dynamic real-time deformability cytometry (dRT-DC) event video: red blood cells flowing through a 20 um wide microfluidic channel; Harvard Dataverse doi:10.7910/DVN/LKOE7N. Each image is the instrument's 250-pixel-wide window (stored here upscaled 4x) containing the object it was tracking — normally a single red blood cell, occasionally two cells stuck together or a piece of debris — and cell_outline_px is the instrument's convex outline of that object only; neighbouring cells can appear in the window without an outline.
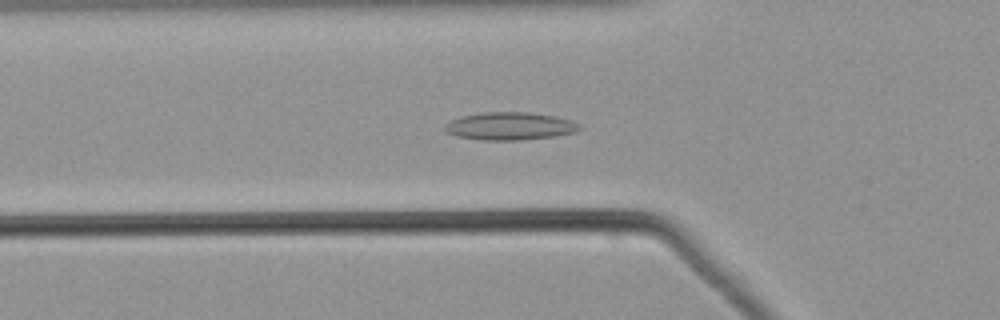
{"species": "common noctule bat (a hibernating species)", "species_latin": "Nyctalus noctula", "temperature_condition": "warm", "stored_images_in_passage": 55, "camera_frame_rate_fps": 3000, "um_per_image_px": 0.085, "animal": {"sex": "male", "body_mass_g": 21.5, "forearm_length_mm": 52.0}, "frame": {"image": 1, "passage_image": 19, "time_ms": 6.0, "image_size_px": [1000, 320], "cell_outline_px": [[580, 128], [576, 132], [556, 136], [520, 140], [480, 140], [456, 136], [444, 132], [444, 124], [460, 116], [484, 112], [528, 112], [556, 116], [572, 120], [580, 124]], "centroid_in_image_um": [43.33, 10.72], "position_along_channel_um": 82.5, "area_um2": 22.02}}
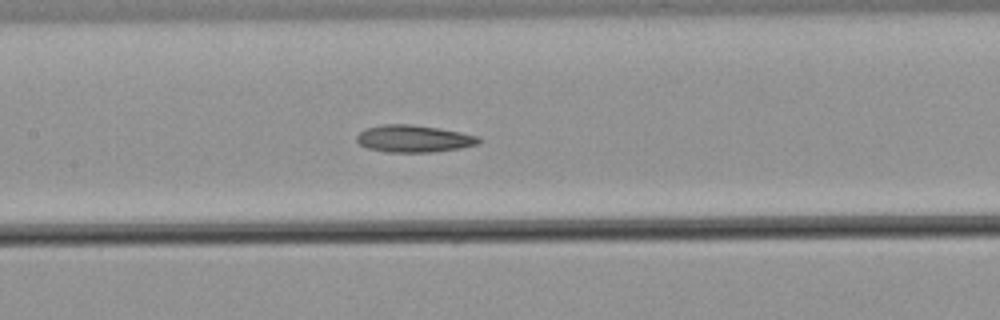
{"frame": {"image": 2, "passage_image": 26, "time_ms": 8.333, "image_size_px": [1000, 320], "cell_outline_px": [[484, 140], [480, 144], [460, 148], [432, 152], [388, 152], [368, 148], [360, 144], [356, 140], [356, 136], [364, 128], [384, 124], [412, 124], [440, 128], [480, 136]], "centroid_in_image_um": [35.22, 11.78], "position_along_channel_um": 172.2, "area_um2": 19.54}}
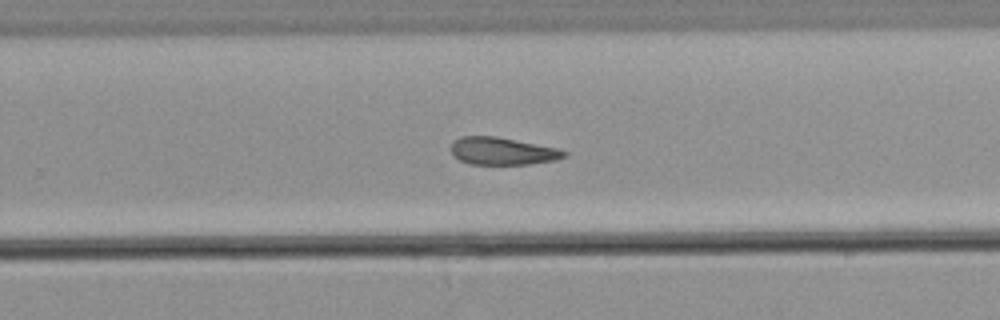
{"frame": {"image": 3, "passage_image": 35, "time_ms": 11.333, "image_size_px": [1000, 320], "cell_outline_px": [[568, 156], [556, 160], [528, 164], [468, 164], [452, 156], [452, 140], [460, 136], [496, 136], [556, 148], [568, 152]], "centroid_in_image_um": [42.68, 12.84], "position_along_channel_um": 287.1, "area_um2": 18.15}}